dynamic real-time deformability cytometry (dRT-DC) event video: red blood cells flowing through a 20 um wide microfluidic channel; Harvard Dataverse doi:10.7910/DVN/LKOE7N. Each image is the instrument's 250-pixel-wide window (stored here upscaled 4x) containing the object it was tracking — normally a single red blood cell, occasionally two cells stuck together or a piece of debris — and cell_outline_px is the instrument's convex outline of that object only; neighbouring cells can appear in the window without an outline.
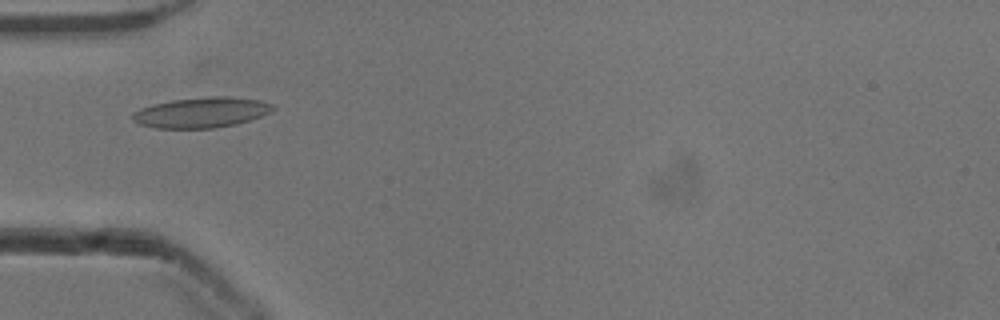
{"species": "common noctule bat (a hibernating species)", "species_latin": "Nyctalus noctula", "temperature_condition": "cold", "stored_images_in_passage": 34, "camera_frame_rate_fps": 3000, "um_per_image_px": 0.085, "animal": {"sex": "male", "body_mass_g": 13.3}, "frame": {"image": 1, "passage_image": 1, "time_ms": 0.0, "image_size_px": [1000, 320], "cell_outline_px": [[276, 108], [260, 116], [236, 124], [216, 128], [156, 128], [140, 124], [132, 120], [132, 112], [140, 108], [152, 104], [172, 100], [216, 96], [228, 96], [260, 100], [272, 104]], "centroid_in_image_um": [17.09, 9.56], "position_along_channel_um": 67.9, "area_um2": 24.74}}
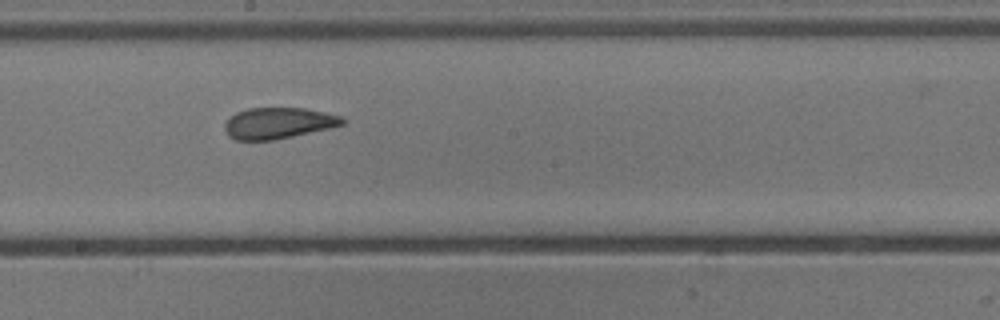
{"frame": {"image": 2, "passage_image": 13, "time_ms": 4.0, "image_size_px": [1000, 320], "cell_outline_px": [[348, 120], [344, 124], [332, 128], [276, 140], [236, 140], [228, 136], [224, 128], [224, 124], [236, 112], [248, 108], [304, 108], [324, 112], [340, 116]], "centroid_in_image_um": [23.69, 10.47], "position_along_channel_um": 224.5, "area_um2": 21.56}}
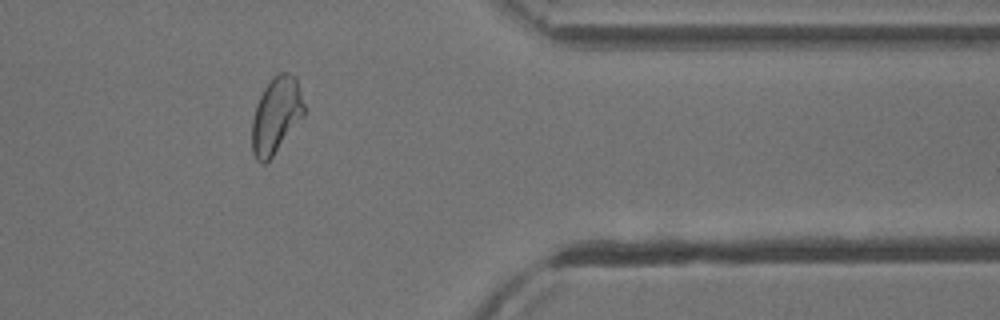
{"frame": {"image": 3, "passage_image": 27, "time_ms": 8.667, "image_size_px": [1000, 320], "cell_outline_px": [[304, 116], [272, 156], [264, 164], [260, 164], [256, 160], [252, 152], [252, 120], [256, 104], [264, 88], [272, 76], [276, 72], [288, 72], [296, 76], [304, 104]], "centroid_in_image_um": [23.46, 9.77], "position_along_channel_um": 387.9, "area_um2": 23.24}, "authors_computed_cell_mechanics": {"area_um2": 22.4553, "velocity_mm_per_s": 3.8999, "shape_relaxation_time_tau1_ms": 3.3338, "shape_relaxation_time_tau2_ms": 1.1665, "deformation_change_tau1": 0.1111, "deformation_change_tau2": 0.0669}}